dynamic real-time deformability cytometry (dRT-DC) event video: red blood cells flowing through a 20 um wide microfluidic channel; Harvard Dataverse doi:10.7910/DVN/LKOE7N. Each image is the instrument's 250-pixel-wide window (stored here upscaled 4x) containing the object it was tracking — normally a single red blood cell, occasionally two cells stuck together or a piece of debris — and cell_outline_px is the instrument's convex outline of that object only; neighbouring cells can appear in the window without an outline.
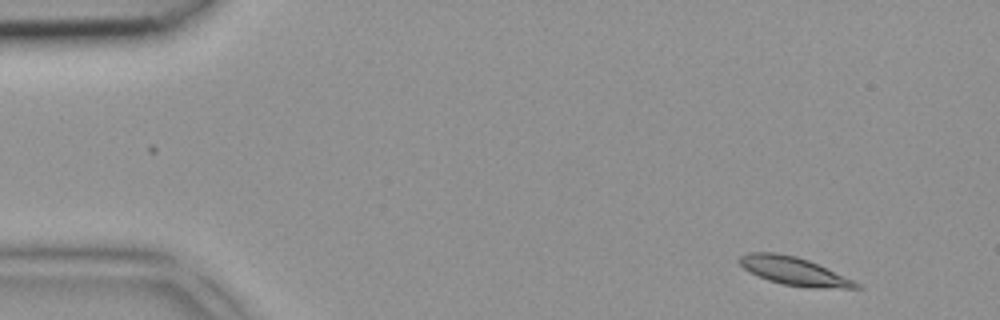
{"species": "common noctule bat (a hibernating species)", "species_latin": "Nyctalus noctula", "temperature_condition": "room temperature", "stored_images_in_passage": 3, "camera_frame_rate_fps": 3000, "um_per_image_px": 0.085, "animal": {"sex": "female", "body_mass_g": 18.4}, "frame": {"image": 1, "passage_image": 1, "time_ms": 0.0, "image_size_px": [1000, 320], "cell_outline_px": [[864, 288], [812, 288], [784, 284], [768, 280], [744, 268], [740, 264], [740, 256], [748, 252], [776, 252], [796, 256], [808, 260], [852, 280], [860, 284]], "centroid_in_image_um": [67.49, 23.04], "position_along_channel_um": 17.5, "area_um2": 18.73}}
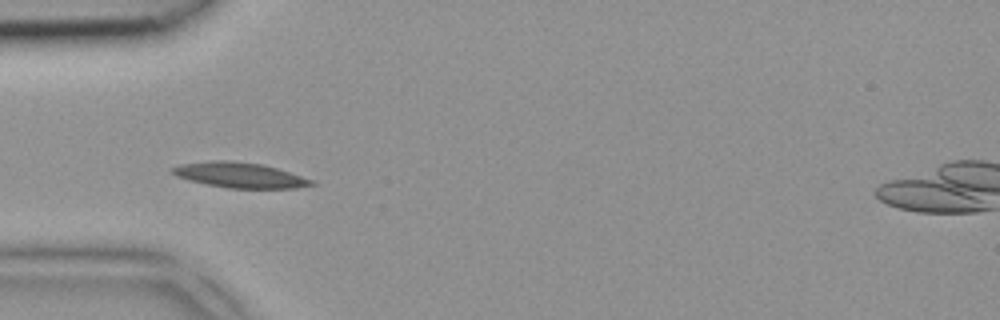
{"frame": {"image": 2, "passage_image": 3, "time_ms": 0.667, "image_size_px": [1000, 320], "cell_outline_px": [[316, 184], [296, 188], [228, 188], [188, 180], [176, 176], [168, 172], [172, 168], [180, 164], [212, 160], [232, 160], [260, 164], [276, 168], [312, 180]], "centroid_in_image_um": [20.31, 14.88], "position_along_channel_um": 64.7, "area_um2": 20.35}}